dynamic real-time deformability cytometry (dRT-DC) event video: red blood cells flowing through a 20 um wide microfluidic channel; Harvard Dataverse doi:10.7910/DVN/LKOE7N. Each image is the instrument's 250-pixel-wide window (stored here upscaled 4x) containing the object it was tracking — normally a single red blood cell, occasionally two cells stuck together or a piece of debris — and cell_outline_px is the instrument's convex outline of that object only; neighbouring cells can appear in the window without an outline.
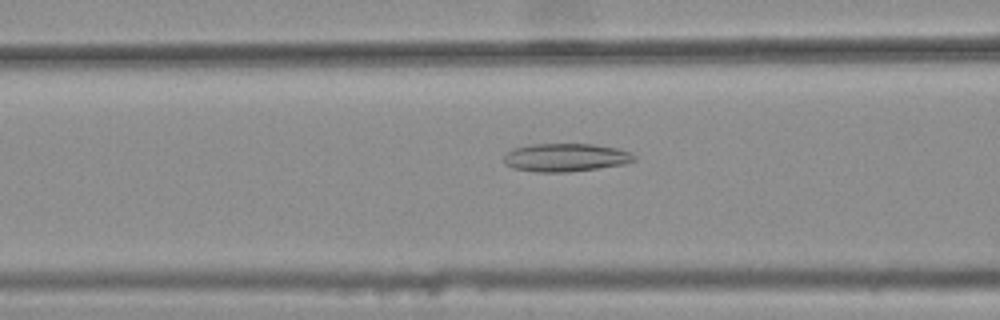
{"species": "common noctule bat (a hibernating species)", "species_latin": "Nyctalus noctula", "temperature_condition": "warm", "stored_images_in_passage": 45, "camera_frame_rate_fps": 3000, "um_per_image_px": 0.085, "animal": {"sex": "female", "body_mass_g": 25.1}, "frame": {"image": 1, "passage_image": 19, "time_ms": 6.0, "image_size_px": [1000, 320], "cell_outline_px": [[636, 160], [624, 164], [568, 172], [536, 172], [512, 168], [504, 164], [504, 156], [512, 148], [528, 144], [592, 144], [616, 148], [628, 152], [636, 156]], "centroid_in_image_um": [48.03, 13.38], "position_along_channel_um": 118.6, "area_um2": 21.39}}
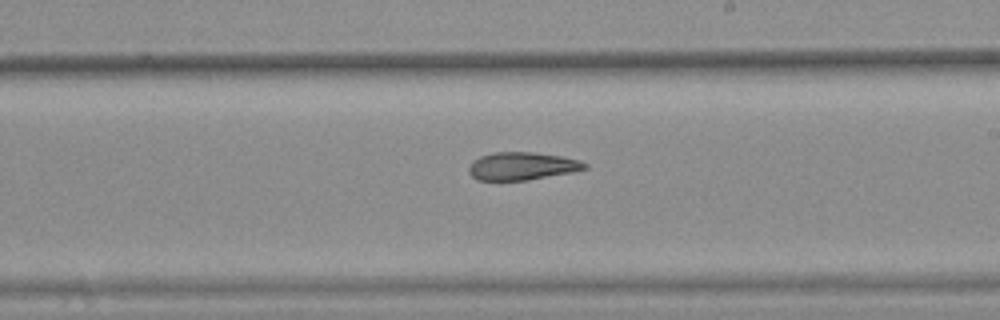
{"frame": {"image": 2, "passage_image": 29, "time_ms": 9.333, "image_size_px": [1000, 320], "cell_outline_px": [[588, 168], [572, 172], [528, 180], [476, 180], [468, 172], [468, 168], [472, 160], [480, 156], [492, 152], [532, 152], [560, 156], [580, 160], [588, 164]], "centroid_in_image_um": [44.35, 14.11], "position_along_channel_um": 244.6, "area_um2": 18.9}}
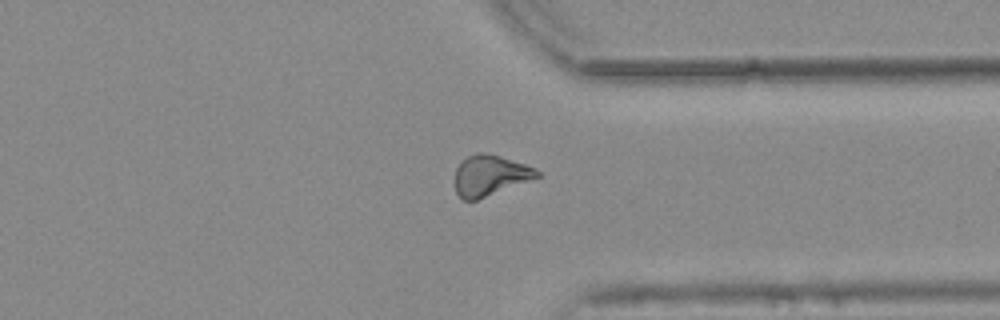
{"frame": {"image": 3, "passage_image": 39, "time_ms": 12.667, "image_size_px": [1000, 320], "cell_outline_px": [[540, 176], [476, 200], [464, 200], [456, 192], [456, 168], [468, 156], [476, 152], [484, 152], [500, 156], [536, 168], [540, 172]], "centroid_in_image_um": [41.65, 14.9], "position_along_channel_um": 369.7, "area_um2": 19.02}, "authors_computed_cell_mechanics": {"area_um2": 19.8254, "velocity_mm_per_s": 3.7915, "shape_relaxation_time_tau1_ms": null, "shape_relaxation_time_tau2_ms": 5.7202, "deformation_change_tau1": null, "deformation_change_tau2": 0.1457}}